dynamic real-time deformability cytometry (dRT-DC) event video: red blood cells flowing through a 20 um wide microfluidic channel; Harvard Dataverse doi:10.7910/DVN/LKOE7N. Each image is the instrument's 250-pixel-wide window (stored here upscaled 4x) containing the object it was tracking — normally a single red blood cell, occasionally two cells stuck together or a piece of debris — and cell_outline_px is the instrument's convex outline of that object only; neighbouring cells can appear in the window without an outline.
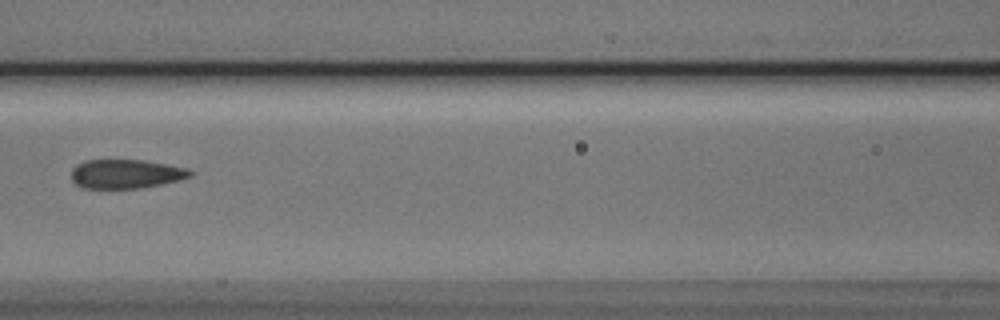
{"species": "Egyptian fruit bat (a non-hibernating species)", "species_latin": "Rousettus aegyptiacus", "temperature_condition": "cold", "stored_images_in_passage": 5, "camera_frame_rate_fps": 3000, "um_per_image_px": 0.085, "animal": {"sex": "male"}, "frame": {"image": 1, "passage_image": 4, "time_ms": 1.0, "image_size_px": [1000, 320], "cell_outline_px": [[196, 172], [192, 176], [180, 180], [140, 188], [84, 188], [76, 184], [72, 180], [72, 168], [76, 164], [84, 160], [144, 160], [184, 168]], "centroid_in_image_um": [10.69, 14.78], "position_along_channel_um": 155.9, "area_um2": 20.06}}
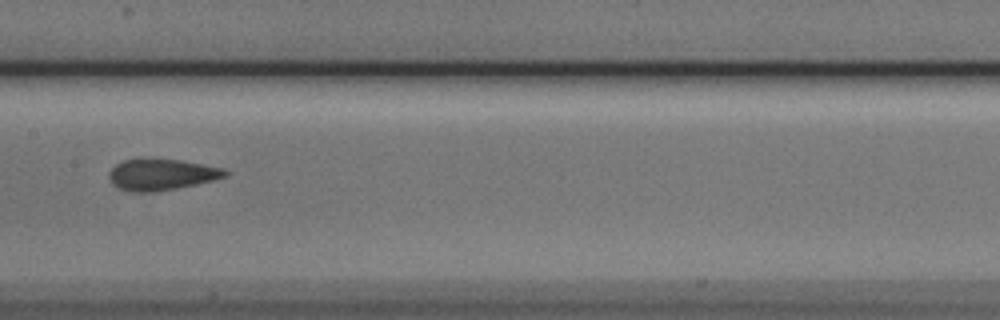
{"frame": {"image": 2, "passage_image": 5, "time_ms": 1.333, "image_size_px": [1000, 320], "cell_outline_px": [[228, 176], [196, 184], [152, 192], [132, 192], [120, 188], [112, 184], [108, 176], [108, 172], [116, 164], [124, 160], [152, 156], [180, 160], [224, 168], [228, 172]], "centroid_in_image_um": [13.69, 14.8], "position_along_channel_um": 193.7, "area_um2": 21.5}}